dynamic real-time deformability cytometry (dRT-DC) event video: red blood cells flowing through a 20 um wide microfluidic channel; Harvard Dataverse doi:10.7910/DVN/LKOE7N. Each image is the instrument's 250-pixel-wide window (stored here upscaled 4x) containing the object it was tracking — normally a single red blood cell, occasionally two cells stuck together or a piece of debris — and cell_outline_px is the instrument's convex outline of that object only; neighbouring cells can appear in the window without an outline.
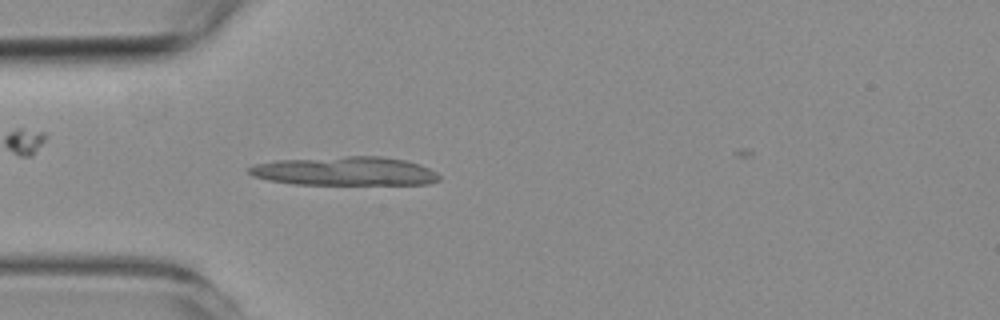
{"species": "common noctule bat (a hibernating species)", "species_latin": "Nyctalus noctula", "temperature_condition": "room temperature", "stored_images_in_passage": 41, "camera_frame_rate_fps": 3000, "um_per_image_px": 0.085, "animal": {"sex": "female", "body_mass_g": 19.3, "forearm_length_mm": 54.1}, "frame": {"image": 1, "passage_image": 3, "time_ms": 0.667, "image_size_px": [1000, 320], "cell_outline_px": [[440, 180], [428, 184], [292, 184], [268, 180], [252, 176], [248, 172], [248, 168], [252, 164], [276, 160], [348, 156], [380, 156], [404, 160], [420, 164], [436, 172], [440, 176]], "centroid_in_image_um": [29.29, 14.54], "position_along_channel_um": 55.7, "area_um2": 32.02}}